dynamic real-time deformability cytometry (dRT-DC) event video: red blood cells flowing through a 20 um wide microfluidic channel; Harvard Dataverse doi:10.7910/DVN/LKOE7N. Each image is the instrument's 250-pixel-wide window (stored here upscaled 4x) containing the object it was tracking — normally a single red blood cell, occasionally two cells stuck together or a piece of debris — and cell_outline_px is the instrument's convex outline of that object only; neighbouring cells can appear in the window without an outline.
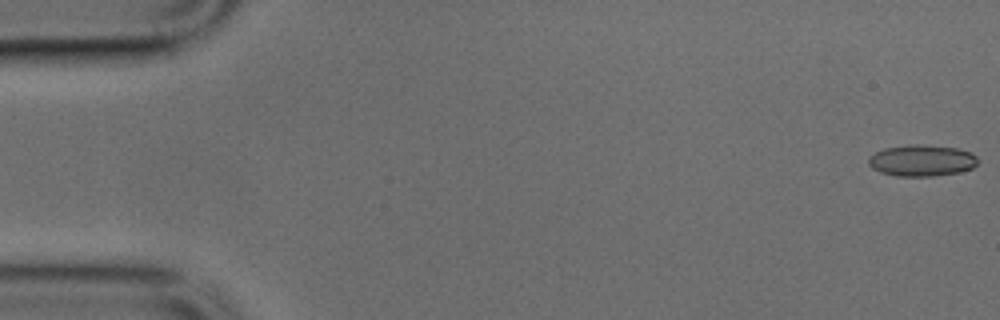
{"species": "common noctule bat (a hibernating species)", "species_latin": "Nyctalus noctula", "temperature_condition": "cold", "stored_images_in_passage": 45, "camera_frame_rate_fps": 3000, "um_per_image_px": 0.085, "animal": {"sex": "male", "body_mass_g": 17.9, "forearm_length_mm": 54.2}, "frame": {"image": 1, "passage_image": 1, "time_ms": 0.0, "image_size_px": [1000, 320], "cell_outline_px": [[976, 164], [972, 168], [960, 172], [936, 176], [896, 176], [880, 172], [872, 168], [868, 164], [868, 156], [884, 148], [916, 144], [956, 148], [972, 152], [976, 156]], "centroid_in_image_um": [78.33, 13.65], "position_along_channel_um": 6.7, "area_um2": 20.0}}
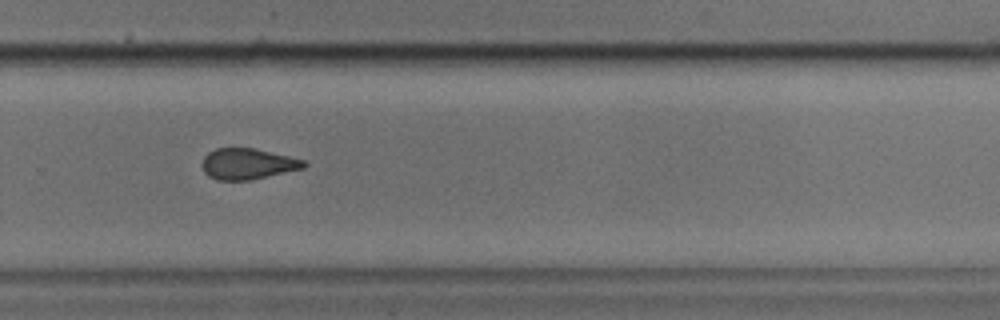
{"frame": {"image": 2, "passage_image": 33, "time_ms": 10.667, "image_size_px": [1000, 320], "cell_outline_px": [[308, 164], [304, 168], [248, 180], [216, 180], [208, 176], [204, 172], [200, 164], [204, 156], [208, 152], [216, 148], [252, 148], [288, 156], [304, 160]], "centroid_in_image_um": [21.0, 13.93], "position_along_channel_um": 308.8, "area_um2": 18.26}}
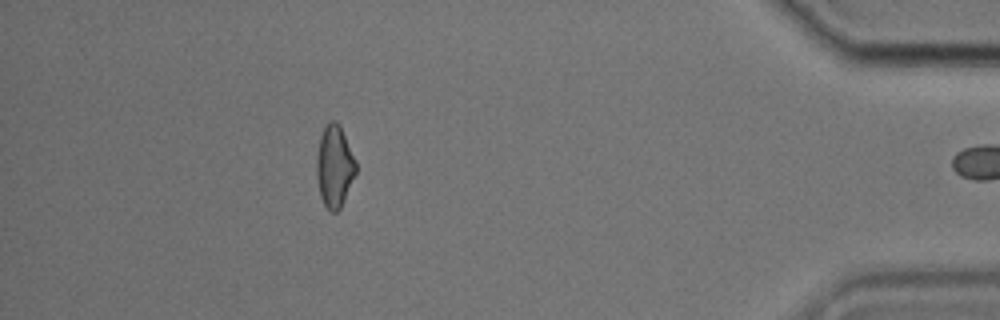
{"frame": {"image": 3, "passage_image": 44, "time_ms": 14.333, "image_size_px": [1000, 320], "cell_outline_px": [[356, 172], [340, 208], [336, 212], [332, 212], [324, 204], [320, 196], [316, 176], [316, 156], [320, 136], [328, 120], [336, 120], [340, 124], [356, 160]], "centroid_in_image_um": [28.42, 14.09], "position_along_channel_um": 406.8, "area_um2": 18.84}}